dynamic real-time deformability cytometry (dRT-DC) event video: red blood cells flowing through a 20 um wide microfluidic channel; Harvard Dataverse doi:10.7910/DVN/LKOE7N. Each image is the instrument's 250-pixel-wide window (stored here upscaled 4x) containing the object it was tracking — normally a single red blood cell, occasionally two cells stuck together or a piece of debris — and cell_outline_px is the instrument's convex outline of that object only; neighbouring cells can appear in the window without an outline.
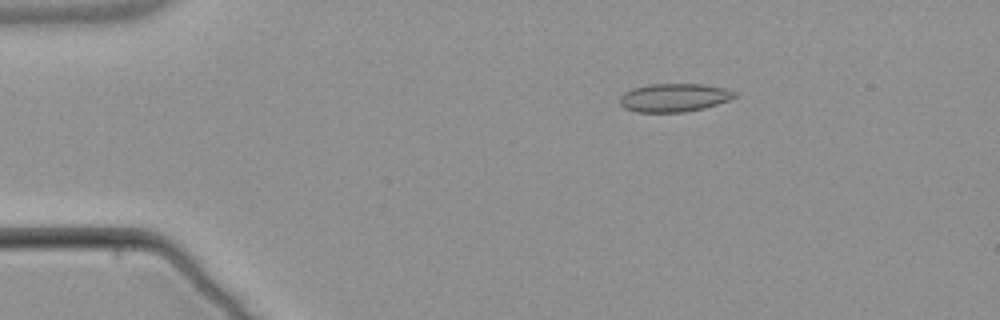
{"species": "common noctule bat (a hibernating species)", "species_latin": "Nyctalus noctula", "temperature_condition": "warm", "stored_images_in_passage": 6, "segment_of_instrument_passage": [1, 2], "camera_frame_rate_fps": 3000, "um_per_image_px": 0.085, "animal": {"sex": "male", "body_mass_g": 21.5, "forearm_length_mm": 52.0}, "frame": {"image": 1, "passage_image": 3, "time_ms": 2.333, "image_size_px": [1000, 320], "cell_outline_px": [[736, 96], [728, 100], [704, 108], [684, 112], [636, 112], [624, 108], [620, 104], [620, 96], [624, 92], [632, 88], [648, 84], [704, 84], [724, 88], [736, 92]], "centroid_in_image_um": [57.26, 8.29], "position_along_channel_um": 27.7, "area_um2": 18.96}}